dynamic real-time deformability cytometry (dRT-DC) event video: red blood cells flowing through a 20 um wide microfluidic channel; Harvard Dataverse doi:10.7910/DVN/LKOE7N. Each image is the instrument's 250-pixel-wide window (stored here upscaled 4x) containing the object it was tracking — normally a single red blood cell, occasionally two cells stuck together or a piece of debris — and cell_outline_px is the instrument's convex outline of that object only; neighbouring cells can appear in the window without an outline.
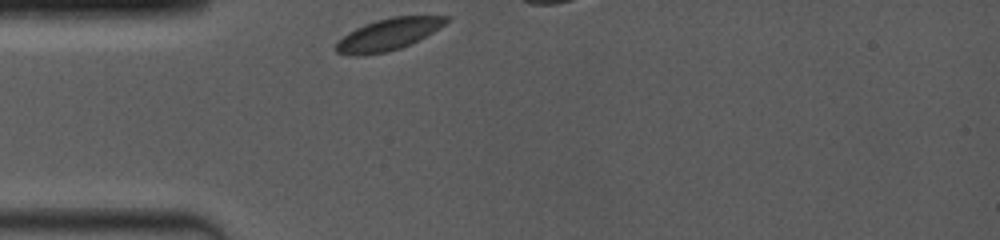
{"species": "common noctule bat (a hibernating species)", "species_latin": "Nyctalus noctula", "temperature_condition": "room temperature", "stored_images_in_passage": 13, "camera_frame_rate_fps": 4000, "um_per_image_px": 0.085, "animal": {"sex": "female", "body_mass_g": 19.0, "forearm_length_mm": 53.3}, "frame": {"image": 1, "passage_image": 1, "time_ms": 0.0, "image_size_px": [1000, 240], "cell_outline_px": [[452, 16], [444, 24], [432, 32], [412, 44], [400, 48], [384, 52], [364, 56], [352, 56], [336, 52], [336, 44], [348, 32], [364, 24], [376, 20], [392, 16]], "centroid_in_image_um": [32.99, 2.93], "position_along_channel_um": 52.0, "area_um2": 20.29}}
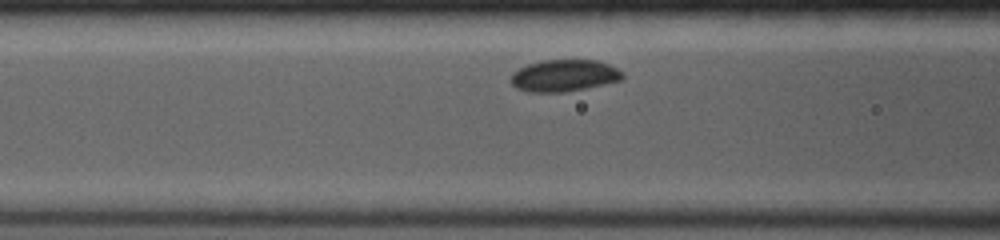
{"frame": {"image": 2, "passage_image": 12, "time_ms": 2.0, "image_size_px": [1000, 240], "cell_outline_px": [[624, 76], [620, 80], [604, 84], [564, 92], [528, 92], [516, 88], [512, 84], [512, 72], [528, 64], [544, 60], [596, 60], [608, 64], [624, 72]], "centroid_in_image_um": [47.95, 6.42], "position_along_channel_um": 118.7, "area_um2": 20.58}}